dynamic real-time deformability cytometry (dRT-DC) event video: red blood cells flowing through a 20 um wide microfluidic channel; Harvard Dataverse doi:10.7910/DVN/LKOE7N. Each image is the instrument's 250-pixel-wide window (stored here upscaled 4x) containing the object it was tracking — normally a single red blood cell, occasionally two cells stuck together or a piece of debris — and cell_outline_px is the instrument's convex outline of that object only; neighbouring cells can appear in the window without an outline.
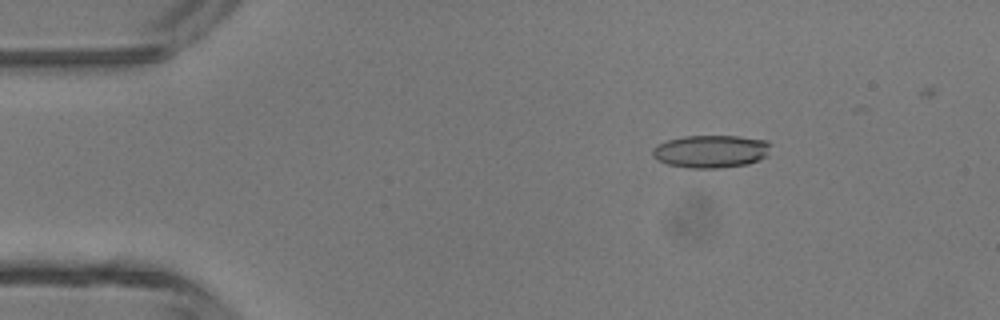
{"species": "common noctule bat (a hibernating species)", "species_latin": "Nyctalus noctula", "temperature_condition": "room temperature", "stored_images_in_passage": 42, "camera_frame_rate_fps": 3000, "um_per_image_px": 0.085, "animal": {"sex": "male", "body_mass_g": 13.3}, "frame": {"image": 1, "passage_image": 8, "time_ms": 2.333, "image_size_px": [1000, 320], "cell_outline_px": [[772, 144], [768, 156], [760, 160], [748, 164], [720, 168], [688, 168], [668, 164], [656, 160], [652, 156], [652, 148], [656, 144], [668, 140], [684, 136], [740, 136], [768, 140]], "centroid_in_image_um": [60.46, 12.86], "position_along_channel_um": 24.5, "area_um2": 23.0}}
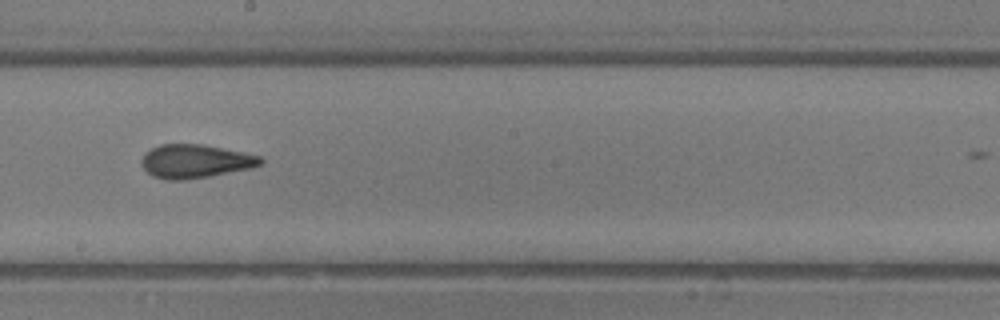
{"frame": {"image": 2, "passage_image": 27, "time_ms": 8.667, "image_size_px": [1000, 320], "cell_outline_px": [[264, 160], [260, 164], [248, 168], [208, 176], [184, 180], [168, 180], [152, 176], [140, 164], [140, 160], [144, 152], [160, 144], [204, 144], [244, 152], [260, 156]], "centroid_in_image_um": [16.54, 13.69], "position_along_channel_um": 231.7, "area_um2": 23.24}}
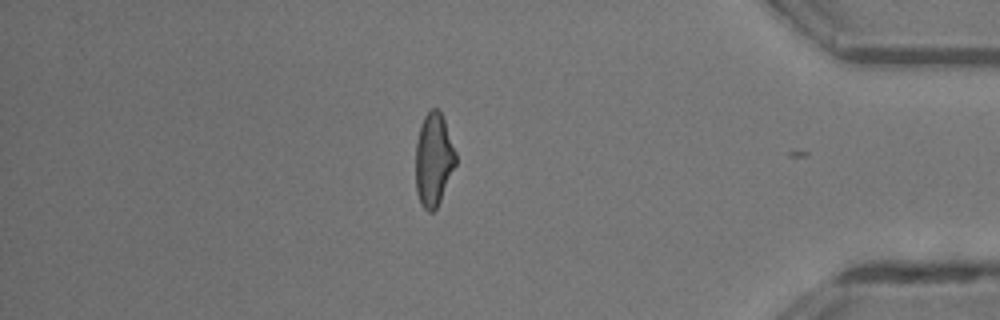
{"frame": {"image": 3, "passage_image": 41, "time_ms": 13.333, "image_size_px": [1000, 320], "cell_outline_px": [[456, 164], [440, 200], [436, 208], [432, 212], [428, 212], [420, 204], [416, 192], [416, 144], [420, 124], [424, 116], [432, 108], [440, 108], [456, 152]], "centroid_in_image_um": [36.85, 13.54], "position_along_channel_um": 398.3, "area_um2": 21.79}, "authors_computed_cell_mechanics": {"area_um2": 22.4842, "velocity_mm_per_s": 4.3744, "shape_relaxation_time_tau1_ms": 7.0686, "shape_relaxation_time_tau2_ms": 1.8867, "deformation_change_tau1": 0.2163, "deformation_change_tau2": 0.0973}}